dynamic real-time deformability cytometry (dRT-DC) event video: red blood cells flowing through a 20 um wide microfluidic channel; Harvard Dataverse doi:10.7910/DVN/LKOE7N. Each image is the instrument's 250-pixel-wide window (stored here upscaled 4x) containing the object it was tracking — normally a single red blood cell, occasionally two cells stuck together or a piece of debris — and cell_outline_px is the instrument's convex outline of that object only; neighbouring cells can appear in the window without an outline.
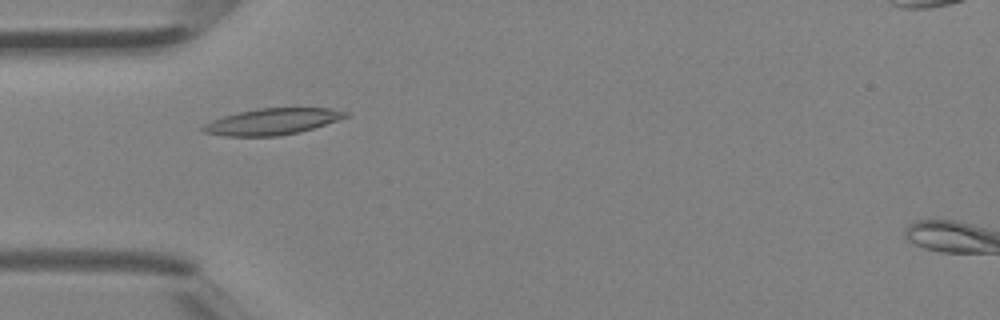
{"species": "Egyptian fruit bat (a non-hibernating species)", "species_latin": "Rousettus aegyptiacus", "temperature_condition": "room temperature", "stored_images_in_passage": 3, "camera_frame_rate_fps": 3000, "um_per_image_px": 0.085, "animal": {"sex": "female"}, "frame": {"image": 1, "passage_image": 2, "time_ms": 0.333, "image_size_px": [1000, 320], "cell_outline_px": [[352, 116], [300, 132], [276, 136], [224, 136], [204, 132], [200, 128], [204, 124], [212, 120], [224, 116], [240, 112], [260, 108], [332, 108], [352, 112]], "centroid_in_image_um": [23.22, 10.33], "position_along_channel_um": 61.8, "area_um2": 21.96}}
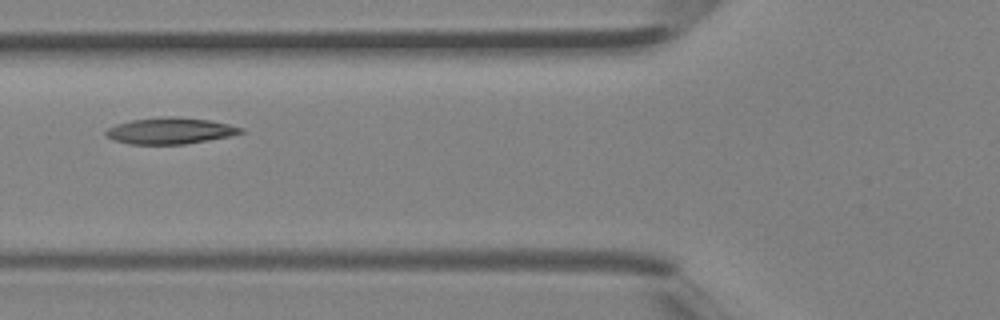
{"frame": {"image": 2, "passage_image": 3, "time_ms": 0.667, "image_size_px": [1000, 320], "cell_outline_px": [[244, 132], [228, 136], [208, 140], [184, 144], [128, 144], [112, 140], [104, 132], [108, 128], [116, 124], [132, 120], [164, 116], [176, 116], [208, 120], [228, 124], [244, 128]], "centroid_in_image_um": [14.44, 11.11], "position_along_channel_um": 111.4, "area_um2": 20.63}}